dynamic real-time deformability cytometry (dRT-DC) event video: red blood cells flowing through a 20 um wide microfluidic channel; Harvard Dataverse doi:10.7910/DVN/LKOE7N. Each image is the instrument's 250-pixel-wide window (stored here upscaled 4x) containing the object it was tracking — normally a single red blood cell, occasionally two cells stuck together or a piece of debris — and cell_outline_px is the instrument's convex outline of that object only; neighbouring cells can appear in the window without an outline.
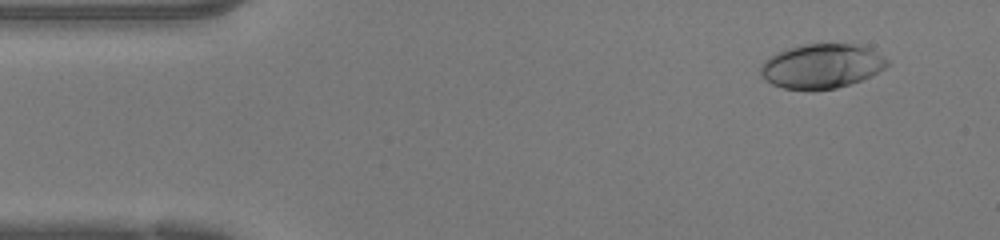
{"species": "human", "species_latin": "Homo sapiens", "temperature_condition": "warm", "stored_images_in_passage": 47, "camera_frame_rate_fps": 3000, "um_per_image_px": 0.085, "donor": {"sex": "female"}, "frame": {"image": 1, "passage_image": 4, "time_ms": 1.0, "image_size_px": [1000, 240], "cell_outline_px": [[888, 64], [884, 68], [872, 76], [836, 88], [812, 92], [784, 88], [772, 84], [760, 72], [760, 68], [764, 60], [788, 48], [804, 44], [856, 44], [868, 48], [884, 56], [888, 60]], "centroid_in_image_um": [69.85, 5.64], "position_along_channel_um": 15.1, "area_um2": 32.77}}
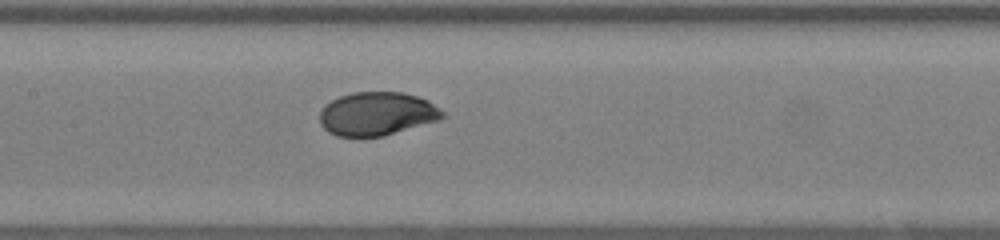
{"frame": {"image": 2, "passage_image": 22, "time_ms": 7.0, "image_size_px": [1000, 240], "cell_outline_px": [[444, 116], [440, 120], [384, 136], [336, 136], [328, 132], [320, 124], [320, 112], [324, 104], [340, 96], [352, 92], [404, 92], [428, 100], [444, 112]], "centroid_in_image_um": [32.04, 9.67], "position_along_channel_um": 175.4, "area_um2": 31.21}}
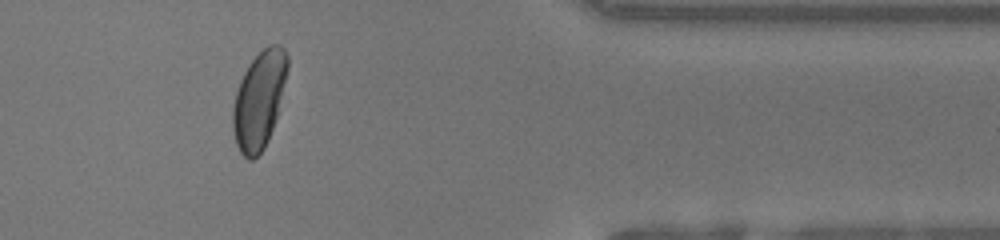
{"frame": {"image": 3, "passage_image": 39, "time_ms": 12.667, "image_size_px": [1000, 240], "cell_outline_px": [[288, 68], [276, 116], [272, 128], [264, 148], [252, 160], [248, 160], [240, 152], [236, 144], [232, 128], [232, 108], [236, 92], [240, 80], [248, 64], [268, 44], [280, 44], [284, 48], [288, 56]], "centroid_in_image_um": [22.0, 8.47], "position_along_channel_um": 389.4, "area_um2": 30.69}, "authors_computed_cell_mechanics": {"area_um2": 31.6744, "velocity_mm_per_s": 4.2449, "shape_relaxation_time_tau1_ms": 2.7302, "shape_relaxation_time_tau2_ms": null, "deformation_change_tau1": 0.1625, "deformation_change_tau2": null}}